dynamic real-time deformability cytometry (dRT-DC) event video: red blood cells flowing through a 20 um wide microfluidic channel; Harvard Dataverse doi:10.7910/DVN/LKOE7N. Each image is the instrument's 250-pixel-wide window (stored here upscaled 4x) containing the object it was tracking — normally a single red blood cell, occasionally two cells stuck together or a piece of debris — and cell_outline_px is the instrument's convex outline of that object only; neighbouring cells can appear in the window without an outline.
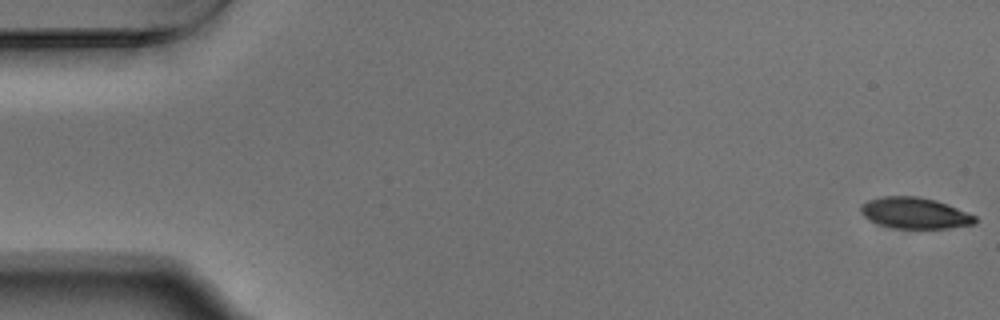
{"species": "Egyptian fruit bat (a non-hibernating species)", "species_latin": "Rousettus aegyptiacus", "temperature_condition": "warm", "stored_images_in_passage": 54, "camera_frame_rate_fps": 3000, "um_per_image_px": 0.085, "animal": {"sex": "male"}, "frame": {"image": 1, "passage_image": 1, "time_ms": 0.0, "image_size_px": [1000, 320], "cell_outline_px": [[976, 224], [948, 228], [892, 228], [880, 224], [864, 216], [860, 212], [860, 204], [868, 200], [884, 196], [916, 196], [936, 200], [976, 216]], "centroid_in_image_um": [77.75, 18.11], "position_along_channel_um": 7.3, "area_um2": 20.58}}
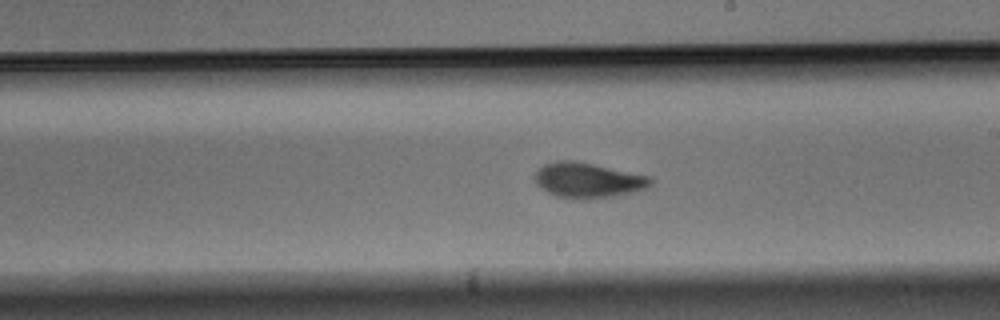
{"frame": {"image": 2, "passage_image": 31, "time_ms": 10.0, "image_size_px": [1000, 320], "cell_outline_px": [[652, 184], [636, 192], [612, 196], [580, 200], [556, 196], [540, 188], [536, 184], [536, 172], [544, 164], [556, 160], [576, 160], [652, 176]], "centroid_in_image_um": [49.99, 15.31], "position_along_channel_um": 239.0, "area_um2": 23.93}}
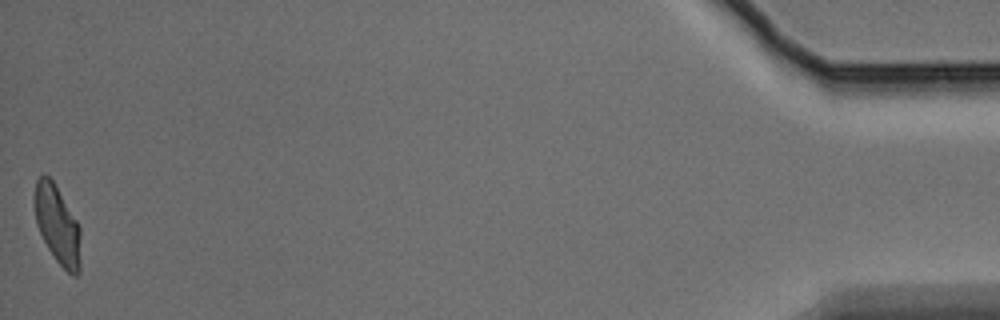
{"frame": {"image": 3, "passage_image": 54, "time_ms": 17.667, "image_size_px": [1000, 320], "cell_outline_px": [[80, 272], [76, 276], [72, 276], [56, 260], [48, 248], [36, 224], [32, 204], [32, 200], [36, 180], [44, 172], [52, 180], [76, 220], [80, 228]], "centroid_in_image_um": [4.84, 19.09], "position_along_channel_um": 430.4, "area_um2": 21.21}, "authors_computed_cell_mechanics": {"area_um2": 22.2241, "velocity_mm_per_s": 3.7394, "shape_relaxation_time_tau1_ms": 5.5821, "shape_relaxation_time_tau2_ms": 1.9972, "deformation_change_tau1": 0.1915, "deformation_change_tau2": 0.0699}}